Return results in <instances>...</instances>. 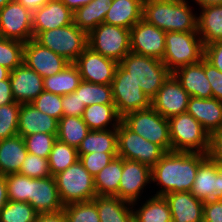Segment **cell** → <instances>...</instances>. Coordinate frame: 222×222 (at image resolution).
I'll return each instance as SVG.
<instances>
[{"instance_id":"6da1fadb","label":"cell","mask_w":222,"mask_h":222,"mask_svg":"<svg viewBox=\"0 0 222 222\" xmlns=\"http://www.w3.org/2000/svg\"><path fill=\"white\" fill-rule=\"evenodd\" d=\"M207 157V154L195 152H166L151 168L152 182L163 186L155 195L190 192L198 167Z\"/></svg>"},{"instance_id":"7a4b0ae2","label":"cell","mask_w":222,"mask_h":222,"mask_svg":"<svg viewBox=\"0 0 222 222\" xmlns=\"http://www.w3.org/2000/svg\"><path fill=\"white\" fill-rule=\"evenodd\" d=\"M142 19L165 32L197 31V17L185 0H144Z\"/></svg>"},{"instance_id":"3957f363","label":"cell","mask_w":222,"mask_h":222,"mask_svg":"<svg viewBox=\"0 0 222 222\" xmlns=\"http://www.w3.org/2000/svg\"><path fill=\"white\" fill-rule=\"evenodd\" d=\"M119 64L150 99L172 74L161 60L134 52H129Z\"/></svg>"},{"instance_id":"277c9868","label":"cell","mask_w":222,"mask_h":222,"mask_svg":"<svg viewBox=\"0 0 222 222\" xmlns=\"http://www.w3.org/2000/svg\"><path fill=\"white\" fill-rule=\"evenodd\" d=\"M168 122L172 151L208 153L210 135L192 115L182 113Z\"/></svg>"},{"instance_id":"5b68a950","label":"cell","mask_w":222,"mask_h":222,"mask_svg":"<svg viewBox=\"0 0 222 222\" xmlns=\"http://www.w3.org/2000/svg\"><path fill=\"white\" fill-rule=\"evenodd\" d=\"M203 58L204 45L197 31L166 32L162 62L172 73L182 66L198 63Z\"/></svg>"},{"instance_id":"8992f818","label":"cell","mask_w":222,"mask_h":222,"mask_svg":"<svg viewBox=\"0 0 222 222\" xmlns=\"http://www.w3.org/2000/svg\"><path fill=\"white\" fill-rule=\"evenodd\" d=\"M62 204L93 200L97 194L94 177L84 168L80 160L54 175Z\"/></svg>"},{"instance_id":"52a82bcc","label":"cell","mask_w":222,"mask_h":222,"mask_svg":"<svg viewBox=\"0 0 222 222\" xmlns=\"http://www.w3.org/2000/svg\"><path fill=\"white\" fill-rule=\"evenodd\" d=\"M34 40L70 63H74L88 47V34L74 23L38 33Z\"/></svg>"},{"instance_id":"ba28073f","label":"cell","mask_w":222,"mask_h":222,"mask_svg":"<svg viewBox=\"0 0 222 222\" xmlns=\"http://www.w3.org/2000/svg\"><path fill=\"white\" fill-rule=\"evenodd\" d=\"M121 121L139 136L159 145L165 152L172 151L168 119L152 106L128 113Z\"/></svg>"},{"instance_id":"9c48e42d","label":"cell","mask_w":222,"mask_h":222,"mask_svg":"<svg viewBox=\"0 0 222 222\" xmlns=\"http://www.w3.org/2000/svg\"><path fill=\"white\" fill-rule=\"evenodd\" d=\"M88 47L119 63L131 52L130 29L103 22L88 34Z\"/></svg>"},{"instance_id":"30bf717a","label":"cell","mask_w":222,"mask_h":222,"mask_svg":"<svg viewBox=\"0 0 222 222\" xmlns=\"http://www.w3.org/2000/svg\"><path fill=\"white\" fill-rule=\"evenodd\" d=\"M113 102L118 115L122 118L126 114L151 107V99L129 76L120 64L116 68L111 83Z\"/></svg>"},{"instance_id":"8fae6325","label":"cell","mask_w":222,"mask_h":222,"mask_svg":"<svg viewBox=\"0 0 222 222\" xmlns=\"http://www.w3.org/2000/svg\"><path fill=\"white\" fill-rule=\"evenodd\" d=\"M118 157L135 160L153 167L166 153L154 144L130 130L122 121L117 127Z\"/></svg>"},{"instance_id":"7c38bea8","label":"cell","mask_w":222,"mask_h":222,"mask_svg":"<svg viewBox=\"0 0 222 222\" xmlns=\"http://www.w3.org/2000/svg\"><path fill=\"white\" fill-rule=\"evenodd\" d=\"M33 13L13 0L0 9V37L28 42L33 37Z\"/></svg>"},{"instance_id":"4fadbf2b","label":"cell","mask_w":222,"mask_h":222,"mask_svg":"<svg viewBox=\"0 0 222 222\" xmlns=\"http://www.w3.org/2000/svg\"><path fill=\"white\" fill-rule=\"evenodd\" d=\"M165 36V31L141 19L130 29L131 52L162 61Z\"/></svg>"},{"instance_id":"5bb4252c","label":"cell","mask_w":222,"mask_h":222,"mask_svg":"<svg viewBox=\"0 0 222 222\" xmlns=\"http://www.w3.org/2000/svg\"><path fill=\"white\" fill-rule=\"evenodd\" d=\"M189 98L190 95L171 74L151 99V106L160 115L169 119L187 112Z\"/></svg>"},{"instance_id":"9a60e30c","label":"cell","mask_w":222,"mask_h":222,"mask_svg":"<svg viewBox=\"0 0 222 222\" xmlns=\"http://www.w3.org/2000/svg\"><path fill=\"white\" fill-rule=\"evenodd\" d=\"M74 63L83 81L96 84H111L119 64L113 59L94 52L90 47H87Z\"/></svg>"},{"instance_id":"2e32d148","label":"cell","mask_w":222,"mask_h":222,"mask_svg":"<svg viewBox=\"0 0 222 222\" xmlns=\"http://www.w3.org/2000/svg\"><path fill=\"white\" fill-rule=\"evenodd\" d=\"M23 63L45 78L61 72L70 62L30 39L24 44Z\"/></svg>"},{"instance_id":"e0dca14e","label":"cell","mask_w":222,"mask_h":222,"mask_svg":"<svg viewBox=\"0 0 222 222\" xmlns=\"http://www.w3.org/2000/svg\"><path fill=\"white\" fill-rule=\"evenodd\" d=\"M190 192L203 202L222 200V165L207 157L198 167Z\"/></svg>"},{"instance_id":"ac0fdd59","label":"cell","mask_w":222,"mask_h":222,"mask_svg":"<svg viewBox=\"0 0 222 222\" xmlns=\"http://www.w3.org/2000/svg\"><path fill=\"white\" fill-rule=\"evenodd\" d=\"M152 181L151 167L135 160L122 158V175L118 187V197L125 201L136 203L143 187Z\"/></svg>"},{"instance_id":"d6986e66","label":"cell","mask_w":222,"mask_h":222,"mask_svg":"<svg viewBox=\"0 0 222 222\" xmlns=\"http://www.w3.org/2000/svg\"><path fill=\"white\" fill-rule=\"evenodd\" d=\"M9 81L15 102L30 104L43 91V77L24 63L10 71Z\"/></svg>"},{"instance_id":"ffe728a7","label":"cell","mask_w":222,"mask_h":222,"mask_svg":"<svg viewBox=\"0 0 222 222\" xmlns=\"http://www.w3.org/2000/svg\"><path fill=\"white\" fill-rule=\"evenodd\" d=\"M38 214L63 210L54 176L30 178L29 202Z\"/></svg>"},{"instance_id":"44dd1931","label":"cell","mask_w":222,"mask_h":222,"mask_svg":"<svg viewBox=\"0 0 222 222\" xmlns=\"http://www.w3.org/2000/svg\"><path fill=\"white\" fill-rule=\"evenodd\" d=\"M73 14L61 0H50L47 4L33 12V37L43 31L72 24Z\"/></svg>"},{"instance_id":"7402d4cb","label":"cell","mask_w":222,"mask_h":222,"mask_svg":"<svg viewBox=\"0 0 222 222\" xmlns=\"http://www.w3.org/2000/svg\"><path fill=\"white\" fill-rule=\"evenodd\" d=\"M180 82L182 88L197 98H212V88L205 75V58L195 64H189L176 69L172 73Z\"/></svg>"},{"instance_id":"603a6c76","label":"cell","mask_w":222,"mask_h":222,"mask_svg":"<svg viewBox=\"0 0 222 222\" xmlns=\"http://www.w3.org/2000/svg\"><path fill=\"white\" fill-rule=\"evenodd\" d=\"M171 210L172 222H203L204 202L191 192H174L164 195Z\"/></svg>"},{"instance_id":"cb8c5ba5","label":"cell","mask_w":222,"mask_h":222,"mask_svg":"<svg viewBox=\"0 0 222 222\" xmlns=\"http://www.w3.org/2000/svg\"><path fill=\"white\" fill-rule=\"evenodd\" d=\"M187 113L192 115L209 135L222 128V101L216 98L190 97Z\"/></svg>"},{"instance_id":"d4e9b609","label":"cell","mask_w":222,"mask_h":222,"mask_svg":"<svg viewBox=\"0 0 222 222\" xmlns=\"http://www.w3.org/2000/svg\"><path fill=\"white\" fill-rule=\"evenodd\" d=\"M58 121L36 109L31 103L21 104L18 117V135L25 137L38 132L57 134Z\"/></svg>"},{"instance_id":"484cf974","label":"cell","mask_w":222,"mask_h":222,"mask_svg":"<svg viewBox=\"0 0 222 222\" xmlns=\"http://www.w3.org/2000/svg\"><path fill=\"white\" fill-rule=\"evenodd\" d=\"M144 0H113L104 23L131 29L142 19Z\"/></svg>"},{"instance_id":"4316f807","label":"cell","mask_w":222,"mask_h":222,"mask_svg":"<svg viewBox=\"0 0 222 222\" xmlns=\"http://www.w3.org/2000/svg\"><path fill=\"white\" fill-rule=\"evenodd\" d=\"M28 151L23 137L16 135L0 140V174L19 173Z\"/></svg>"},{"instance_id":"83f0119b","label":"cell","mask_w":222,"mask_h":222,"mask_svg":"<svg viewBox=\"0 0 222 222\" xmlns=\"http://www.w3.org/2000/svg\"><path fill=\"white\" fill-rule=\"evenodd\" d=\"M128 203L117 196L97 195L94 198V204L97 207L100 222H135L132 208H128Z\"/></svg>"},{"instance_id":"f1b7e54d","label":"cell","mask_w":222,"mask_h":222,"mask_svg":"<svg viewBox=\"0 0 222 222\" xmlns=\"http://www.w3.org/2000/svg\"><path fill=\"white\" fill-rule=\"evenodd\" d=\"M197 17V32L204 46L222 41V5L201 7Z\"/></svg>"},{"instance_id":"f546056e","label":"cell","mask_w":222,"mask_h":222,"mask_svg":"<svg viewBox=\"0 0 222 222\" xmlns=\"http://www.w3.org/2000/svg\"><path fill=\"white\" fill-rule=\"evenodd\" d=\"M120 122L112 123V130H90L82 140L77 151L78 154H88L93 152H118L117 127Z\"/></svg>"},{"instance_id":"4dcf8cb0","label":"cell","mask_w":222,"mask_h":222,"mask_svg":"<svg viewBox=\"0 0 222 222\" xmlns=\"http://www.w3.org/2000/svg\"><path fill=\"white\" fill-rule=\"evenodd\" d=\"M113 0H93L80 7L73 14V23L89 34L98 25L104 22V17Z\"/></svg>"},{"instance_id":"1f68e13d","label":"cell","mask_w":222,"mask_h":222,"mask_svg":"<svg viewBox=\"0 0 222 222\" xmlns=\"http://www.w3.org/2000/svg\"><path fill=\"white\" fill-rule=\"evenodd\" d=\"M81 81L77 65L75 63H68L61 72L43 78V86L45 91L66 95L74 92Z\"/></svg>"},{"instance_id":"d6a6232c","label":"cell","mask_w":222,"mask_h":222,"mask_svg":"<svg viewBox=\"0 0 222 222\" xmlns=\"http://www.w3.org/2000/svg\"><path fill=\"white\" fill-rule=\"evenodd\" d=\"M121 175L122 158L117 156L94 176L96 194L118 197V187Z\"/></svg>"},{"instance_id":"836d02e7","label":"cell","mask_w":222,"mask_h":222,"mask_svg":"<svg viewBox=\"0 0 222 222\" xmlns=\"http://www.w3.org/2000/svg\"><path fill=\"white\" fill-rule=\"evenodd\" d=\"M89 131L82 117L62 116L58 121L57 139L78 149Z\"/></svg>"},{"instance_id":"e575fe53","label":"cell","mask_w":222,"mask_h":222,"mask_svg":"<svg viewBox=\"0 0 222 222\" xmlns=\"http://www.w3.org/2000/svg\"><path fill=\"white\" fill-rule=\"evenodd\" d=\"M82 119L90 130H106L111 121L121 122L122 118L115 104H92L86 106Z\"/></svg>"},{"instance_id":"d590c367","label":"cell","mask_w":222,"mask_h":222,"mask_svg":"<svg viewBox=\"0 0 222 222\" xmlns=\"http://www.w3.org/2000/svg\"><path fill=\"white\" fill-rule=\"evenodd\" d=\"M133 213L135 222H172L171 210L164 196L149 198Z\"/></svg>"},{"instance_id":"8d00e7d4","label":"cell","mask_w":222,"mask_h":222,"mask_svg":"<svg viewBox=\"0 0 222 222\" xmlns=\"http://www.w3.org/2000/svg\"><path fill=\"white\" fill-rule=\"evenodd\" d=\"M75 92L79 94V99L85 106L114 104L111 84H96L82 80Z\"/></svg>"},{"instance_id":"74e56055","label":"cell","mask_w":222,"mask_h":222,"mask_svg":"<svg viewBox=\"0 0 222 222\" xmlns=\"http://www.w3.org/2000/svg\"><path fill=\"white\" fill-rule=\"evenodd\" d=\"M78 160L77 149L57 139L48 158L51 175L64 171Z\"/></svg>"},{"instance_id":"f35d334b","label":"cell","mask_w":222,"mask_h":222,"mask_svg":"<svg viewBox=\"0 0 222 222\" xmlns=\"http://www.w3.org/2000/svg\"><path fill=\"white\" fill-rule=\"evenodd\" d=\"M37 216L29 203L8 201L0 211V222H35Z\"/></svg>"},{"instance_id":"ab89813d","label":"cell","mask_w":222,"mask_h":222,"mask_svg":"<svg viewBox=\"0 0 222 222\" xmlns=\"http://www.w3.org/2000/svg\"><path fill=\"white\" fill-rule=\"evenodd\" d=\"M21 41L0 37V65L13 71L23 63V48Z\"/></svg>"},{"instance_id":"60d3db41","label":"cell","mask_w":222,"mask_h":222,"mask_svg":"<svg viewBox=\"0 0 222 222\" xmlns=\"http://www.w3.org/2000/svg\"><path fill=\"white\" fill-rule=\"evenodd\" d=\"M63 212L67 222H100L94 199L65 205Z\"/></svg>"},{"instance_id":"b9f144b4","label":"cell","mask_w":222,"mask_h":222,"mask_svg":"<svg viewBox=\"0 0 222 222\" xmlns=\"http://www.w3.org/2000/svg\"><path fill=\"white\" fill-rule=\"evenodd\" d=\"M21 104L0 106V140L18 135V117Z\"/></svg>"},{"instance_id":"7bdbcfd3","label":"cell","mask_w":222,"mask_h":222,"mask_svg":"<svg viewBox=\"0 0 222 222\" xmlns=\"http://www.w3.org/2000/svg\"><path fill=\"white\" fill-rule=\"evenodd\" d=\"M23 140L29 153L48 159L53 145L57 140V134L38 132L23 137Z\"/></svg>"},{"instance_id":"ee69618b","label":"cell","mask_w":222,"mask_h":222,"mask_svg":"<svg viewBox=\"0 0 222 222\" xmlns=\"http://www.w3.org/2000/svg\"><path fill=\"white\" fill-rule=\"evenodd\" d=\"M8 201L29 202L30 177L20 173L6 175Z\"/></svg>"},{"instance_id":"f6af8a7d","label":"cell","mask_w":222,"mask_h":222,"mask_svg":"<svg viewBox=\"0 0 222 222\" xmlns=\"http://www.w3.org/2000/svg\"><path fill=\"white\" fill-rule=\"evenodd\" d=\"M31 104L39 111L55 118L57 121L63 116L62 95L44 90Z\"/></svg>"},{"instance_id":"bcb514c9","label":"cell","mask_w":222,"mask_h":222,"mask_svg":"<svg viewBox=\"0 0 222 222\" xmlns=\"http://www.w3.org/2000/svg\"><path fill=\"white\" fill-rule=\"evenodd\" d=\"M19 173L30 178H46L50 177L48 159L36 156L28 152Z\"/></svg>"},{"instance_id":"7dc6e473","label":"cell","mask_w":222,"mask_h":222,"mask_svg":"<svg viewBox=\"0 0 222 222\" xmlns=\"http://www.w3.org/2000/svg\"><path fill=\"white\" fill-rule=\"evenodd\" d=\"M78 155L84 168L94 177L118 156V152H93Z\"/></svg>"},{"instance_id":"c3c4849f","label":"cell","mask_w":222,"mask_h":222,"mask_svg":"<svg viewBox=\"0 0 222 222\" xmlns=\"http://www.w3.org/2000/svg\"><path fill=\"white\" fill-rule=\"evenodd\" d=\"M63 116L82 117L86 108L85 104L79 99V94L75 91L62 95Z\"/></svg>"},{"instance_id":"681fc988","label":"cell","mask_w":222,"mask_h":222,"mask_svg":"<svg viewBox=\"0 0 222 222\" xmlns=\"http://www.w3.org/2000/svg\"><path fill=\"white\" fill-rule=\"evenodd\" d=\"M205 75L210 82L213 98L222 101V72L205 59Z\"/></svg>"},{"instance_id":"f907efd6","label":"cell","mask_w":222,"mask_h":222,"mask_svg":"<svg viewBox=\"0 0 222 222\" xmlns=\"http://www.w3.org/2000/svg\"><path fill=\"white\" fill-rule=\"evenodd\" d=\"M204 58L222 72V41L204 46Z\"/></svg>"},{"instance_id":"816d5d0a","label":"cell","mask_w":222,"mask_h":222,"mask_svg":"<svg viewBox=\"0 0 222 222\" xmlns=\"http://www.w3.org/2000/svg\"><path fill=\"white\" fill-rule=\"evenodd\" d=\"M203 222H222V200L204 202Z\"/></svg>"},{"instance_id":"f5cc1de1","label":"cell","mask_w":222,"mask_h":222,"mask_svg":"<svg viewBox=\"0 0 222 222\" xmlns=\"http://www.w3.org/2000/svg\"><path fill=\"white\" fill-rule=\"evenodd\" d=\"M207 156L222 165V128L210 135V145Z\"/></svg>"},{"instance_id":"db71d44e","label":"cell","mask_w":222,"mask_h":222,"mask_svg":"<svg viewBox=\"0 0 222 222\" xmlns=\"http://www.w3.org/2000/svg\"><path fill=\"white\" fill-rule=\"evenodd\" d=\"M15 102L9 79L0 80V106Z\"/></svg>"},{"instance_id":"11a10c76","label":"cell","mask_w":222,"mask_h":222,"mask_svg":"<svg viewBox=\"0 0 222 222\" xmlns=\"http://www.w3.org/2000/svg\"><path fill=\"white\" fill-rule=\"evenodd\" d=\"M35 222H67L63 210L53 213L38 214Z\"/></svg>"},{"instance_id":"9f6ffc18","label":"cell","mask_w":222,"mask_h":222,"mask_svg":"<svg viewBox=\"0 0 222 222\" xmlns=\"http://www.w3.org/2000/svg\"><path fill=\"white\" fill-rule=\"evenodd\" d=\"M18 3L23 5L30 12L38 10L40 7L47 4L50 0H16Z\"/></svg>"},{"instance_id":"6f0895ef","label":"cell","mask_w":222,"mask_h":222,"mask_svg":"<svg viewBox=\"0 0 222 222\" xmlns=\"http://www.w3.org/2000/svg\"><path fill=\"white\" fill-rule=\"evenodd\" d=\"M8 203L6 176L0 174V211Z\"/></svg>"},{"instance_id":"680465c9","label":"cell","mask_w":222,"mask_h":222,"mask_svg":"<svg viewBox=\"0 0 222 222\" xmlns=\"http://www.w3.org/2000/svg\"><path fill=\"white\" fill-rule=\"evenodd\" d=\"M73 13L93 0H61Z\"/></svg>"},{"instance_id":"91938a15","label":"cell","mask_w":222,"mask_h":222,"mask_svg":"<svg viewBox=\"0 0 222 222\" xmlns=\"http://www.w3.org/2000/svg\"><path fill=\"white\" fill-rule=\"evenodd\" d=\"M195 1L200 5V8L211 5H222V0H195Z\"/></svg>"},{"instance_id":"94428289","label":"cell","mask_w":222,"mask_h":222,"mask_svg":"<svg viewBox=\"0 0 222 222\" xmlns=\"http://www.w3.org/2000/svg\"><path fill=\"white\" fill-rule=\"evenodd\" d=\"M10 70L0 65V80L9 79Z\"/></svg>"},{"instance_id":"6125c7cd","label":"cell","mask_w":222,"mask_h":222,"mask_svg":"<svg viewBox=\"0 0 222 222\" xmlns=\"http://www.w3.org/2000/svg\"><path fill=\"white\" fill-rule=\"evenodd\" d=\"M13 0H0V9Z\"/></svg>"}]
</instances>
